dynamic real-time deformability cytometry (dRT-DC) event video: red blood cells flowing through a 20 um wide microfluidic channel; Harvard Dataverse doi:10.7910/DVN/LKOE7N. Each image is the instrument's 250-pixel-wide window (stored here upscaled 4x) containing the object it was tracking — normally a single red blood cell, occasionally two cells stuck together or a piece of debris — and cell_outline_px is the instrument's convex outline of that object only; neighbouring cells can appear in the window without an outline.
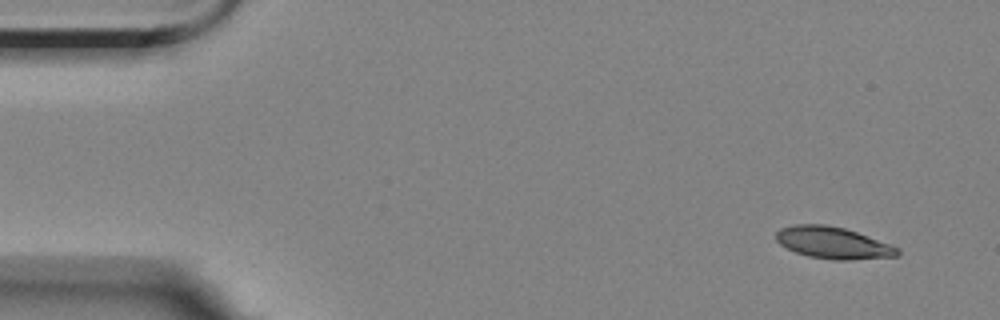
{"species": "Egyptian fruit bat (a non-hibernating species)", "species_latin": "Rousettus aegyptiacus", "temperature_condition": "room temperature", "stored_images_in_passage": 3, "camera_frame_rate_fps": 3000, "um_per_image_px": 0.085, "animal": {"sex": "female"}, "frame": {"image": 1, "passage_image": 1, "time_ms": 0.0, "image_size_px": [1000, 320], "cell_outline_px": [[900, 256], [852, 260], [832, 260], [808, 256], [796, 252], [780, 244], [776, 240], [776, 232], [780, 228], [796, 224], [824, 224], [844, 228], [856, 232], [900, 248]], "centroid_in_image_um": [70.82, 20.65], "position_along_channel_um": 14.2, "area_um2": 22.48}}